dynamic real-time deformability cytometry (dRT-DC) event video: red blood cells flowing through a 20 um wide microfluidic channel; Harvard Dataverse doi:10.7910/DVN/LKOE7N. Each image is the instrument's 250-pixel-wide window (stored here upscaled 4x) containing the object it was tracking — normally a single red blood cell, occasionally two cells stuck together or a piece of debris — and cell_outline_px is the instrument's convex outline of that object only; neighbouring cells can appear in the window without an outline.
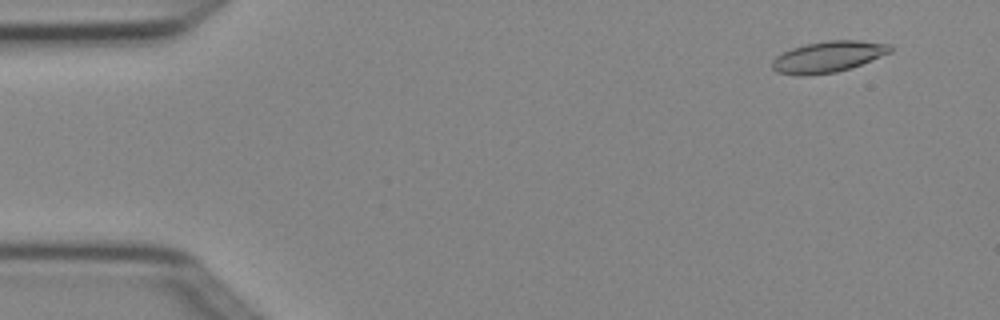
{"species": "Egyptian fruit bat (a non-hibernating species)", "species_latin": "Rousettus aegyptiacus", "temperature_condition": "cold", "stored_images_in_passage": 5, "camera_frame_rate_fps": 3000, "um_per_image_px": 0.085, "animal": {"sex": "female"}, "frame": {"image": 1, "passage_image": 2, "time_ms": 0.333, "image_size_px": [1000, 320], "cell_outline_px": [[892, 52], [852, 68], [836, 72], [804, 76], [800, 76], [776, 72], [772, 68], [772, 60], [776, 56], [792, 48], [808, 44], [828, 40], [860, 40], [892, 44]], "centroid_in_image_um": [70.42, 4.83], "position_along_channel_um": 14.6, "area_um2": 21.56}}
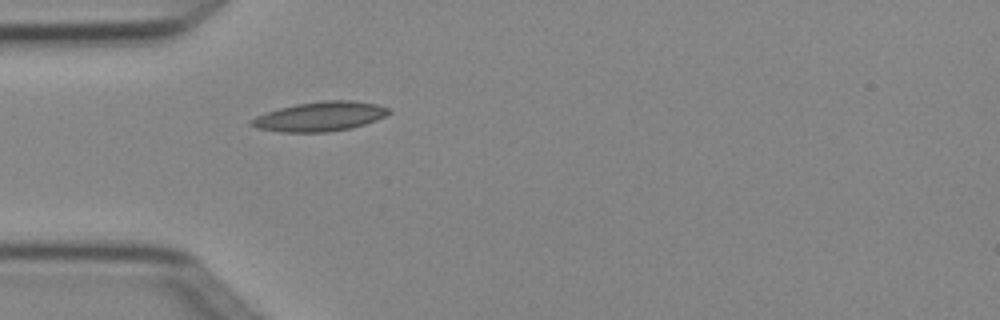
{"frame": {"image": 2, "passage_image": 5, "time_ms": 1.333, "image_size_px": [1000, 320], "cell_outline_px": [[392, 112], [376, 120], [352, 128], [328, 132], [280, 132], [256, 128], [248, 124], [248, 120], [256, 116], [280, 108], [296, 104], [324, 100], [352, 100], [376, 104], [392, 108]], "centroid_in_image_um": [27.2, 9.9], "position_along_channel_um": 57.8, "area_um2": 23.76}}